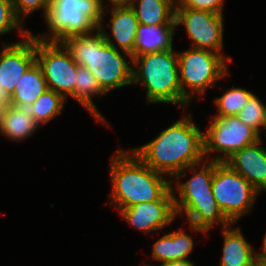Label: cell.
I'll use <instances>...</instances> for the list:
<instances>
[{"label": "cell", "instance_id": "cell-12", "mask_svg": "<svg viewBox=\"0 0 266 266\" xmlns=\"http://www.w3.org/2000/svg\"><path fill=\"white\" fill-rule=\"evenodd\" d=\"M121 221L124 220L132 229H136L143 234L165 231L176 221L174 197L170 189L161 199L151 202H141L117 212Z\"/></svg>", "mask_w": 266, "mask_h": 266}, {"label": "cell", "instance_id": "cell-3", "mask_svg": "<svg viewBox=\"0 0 266 266\" xmlns=\"http://www.w3.org/2000/svg\"><path fill=\"white\" fill-rule=\"evenodd\" d=\"M110 193L107 204L118 212L141 202L161 199L171 179L147 166L131 149L119 144L108 163Z\"/></svg>", "mask_w": 266, "mask_h": 266}, {"label": "cell", "instance_id": "cell-7", "mask_svg": "<svg viewBox=\"0 0 266 266\" xmlns=\"http://www.w3.org/2000/svg\"><path fill=\"white\" fill-rule=\"evenodd\" d=\"M103 11L100 0H51L47 17L42 20L47 31L34 35L60 42L69 36L90 34L101 24Z\"/></svg>", "mask_w": 266, "mask_h": 266}, {"label": "cell", "instance_id": "cell-8", "mask_svg": "<svg viewBox=\"0 0 266 266\" xmlns=\"http://www.w3.org/2000/svg\"><path fill=\"white\" fill-rule=\"evenodd\" d=\"M212 192L224 216L237 223L254 210L262 194L225 162L214 161Z\"/></svg>", "mask_w": 266, "mask_h": 266}, {"label": "cell", "instance_id": "cell-26", "mask_svg": "<svg viewBox=\"0 0 266 266\" xmlns=\"http://www.w3.org/2000/svg\"><path fill=\"white\" fill-rule=\"evenodd\" d=\"M12 32L17 33L19 40H22L33 31L16 16L12 0H0V37L3 38Z\"/></svg>", "mask_w": 266, "mask_h": 266}, {"label": "cell", "instance_id": "cell-17", "mask_svg": "<svg viewBox=\"0 0 266 266\" xmlns=\"http://www.w3.org/2000/svg\"><path fill=\"white\" fill-rule=\"evenodd\" d=\"M222 254L217 266H256L258 250L244 237L237 223L221 228Z\"/></svg>", "mask_w": 266, "mask_h": 266}, {"label": "cell", "instance_id": "cell-33", "mask_svg": "<svg viewBox=\"0 0 266 266\" xmlns=\"http://www.w3.org/2000/svg\"><path fill=\"white\" fill-rule=\"evenodd\" d=\"M256 266H266V255H258Z\"/></svg>", "mask_w": 266, "mask_h": 266}, {"label": "cell", "instance_id": "cell-28", "mask_svg": "<svg viewBox=\"0 0 266 266\" xmlns=\"http://www.w3.org/2000/svg\"><path fill=\"white\" fill-rule=\"evenodd\" d=\"M225 1L226 0H175L176 8H190L215 14H224Z\"/></svg>", "mask_w": 266, "mask_h": 266}, {"label": "cell", "instance_id": "cell-21", "mask_svg": "<svg viewBox=\"0 0 266 266\" xmlns=\"http://www.w3.org/2000/svg\"><path fill=\"white\" fill-rule=\"evenodd\" d=\"M139 24L162 25L175 23V0H131Z\"/></svg>", "mask_w": 266, "mask_h": 266}, {"label": "cell", "instance_id": "cell-31", "mask_svg": "<svg viewBox=\"0 0 266 266\" xmlns=\"http://www.w3.org/2000/svg\"><path fill=\"white\" fill-rule=\"evenodd\" d=\"M161 266H197L193 260H177L162 264Z\"/></svg>", "mask_w": 266, "mask_h": 266}, {"label": "cell", "instance_id": "cell-19", "mask_svg": "<svg viewBox=\"0 0 266 266\" xmlns=\"http://www.w3.org/2000/svg\"><path fill=\"white\" fill-rule=\"evenodd\" d=\"M76 75L74 85V100L77 101L76 103H79L85 111L87 110L96 123L98 122L106 128H112L111 123L98 110L95 103L96 99L99 101L107 95L101 89L95 76L86 67L80 65L77 68Z\"/></svg>", "mask_w": 266, "mask_h": 266}, {"label": "cell", "instance_id": "cell-10", "mask_svg": "<svg viewBox=\"0 0 266 266\" xmlns=\"http://www.w3.org/2000/svg\"><path fill=\"white\" fill-rule=\"evenodd\" d=\"M224 14L195 10L190 8H175L176 31H185L189 47L210 50L223 55L231 64V55L224 53Z\"/></svg>", "mask_w": 266, "mask_h": 266}, {"label": "cell", "instance_id": "cell-24", "mask_svg": "<svg viewBox=\"0 0 266 266\" xmlns=\"http://www.w3.org/2000/svg\"><path fill=\"white\" fill-rule=\"evenodd\" d=\"M67 100L53 90L47 89L28 108L37 124L42 128L62 115Z\"/></svg>", "mask_w": 266, "mask_h": 266}, {"label": "cell", "instance_id": "cell-9", "mask_svg": "<svg viewBox=\"0 0 266 266\" xmlns=\"http://www.w3.org/2000/svg\"><path fill=\"white\" fill-rule=\"evenodd\" d=\"M204 130V154L206 160L225 162L235 152L261 139L251 127L237 116H212Z\"/></svg>", "mask_w": 266, "mask_h": 266}, {"label": "cell", "instance_id": "cell-30", "mask_svg": "<svg viewBox=\"0 0 266 266\" xmlns=\"http://www.w3.org/2000/svg\"><path fill=\"white\" fill-rule=\"evenodd\" d=\"M131 0H100L103 9L110 7L129 6Z\"/></svg>", "mask_w": 266, "mask_h": 266}, {"label": "cell", "instance_id": "cell-18", "mask_svg": "<svg viewBox=\"0 0 266 266\" xmlns=\"http://www.w3.org/2000/svg\"><path fill=\"white\" fill-rule=\"evenodd\" d=\"M176 32V24H138L133 57L173 49Z\"/></svg>", "mask_w": 266, "mask_h": 266}, {"label": "cell", "instance_id": "cell-15", "mask_svg": "<svg viewBox=\"0 0 266 266\" xmlns=\"http://www.w3.org/2000/svg\"><path fill=\"white\" fill-rule=\"evenodd\" d=\"M165 234L157 233L160 237L152 244L151 247V260L155 261L158 265L166 264L177 260H191V253H193L195 240L193 237L195 234H200L207 237V233L199 227L187 224L186 229L181 226L176 230ZM191 235L189 234L190 232ZM188 232V233H187Z\"/></svg>", "mask_w": 266, "mask_h": 266}, {"label": "cell", "instance_id": "cell-27", "mask_svg": "<svg viewBox=\"0 0 266 266\" xmlns=\"http://www.w3.org/2000/svg\"><path fill=\"white\" fill-rule=\"evenodd\" d=\"M16 16L25 25V20L30 18L33 13L41 11L43 20L47 17L51 0H12Z\"/></svg>", "mask_w": 266, "mask_h": 266}, {"label": "cell", "instance_id": "cell-16", "mask_svg": "<svg viewBox=\"0 0 266 266\" xmlns=\"http://www.w3.org/2000/svg\"><path fill=\"white\" fill-rule=\"evenodd\" d=\"M263 138L235 152L225 161L261 194L266 192V147Z\"/></svg>", "mask_w": 266, "mask_h": 266}, {"label": "cell", "instance_id": "cell-34", "mask_svg": "<svg viewBox=\"0 0 266 266\" xmlns=\"http://www.w3.org/2000/svg\"><path fill=\"white\" fill-rule=\"evenodd\" d=\"M138 266H161V265H157V264H148V262L146 263V262H144V264L143 263H140Z\"/></svg>", "mask_w": 266, "mask_h": 266}, {"label": "cell", "instance_id": "cell-11", "mask_svg": "<svg viewBox=\"0 0 266 266\" xmlns=\"http://www.w3.org/2000/svg\"><path fill=\"white\" fill-rule=\"evenodd\" d=\"M36 62L43 72L48 89L74 100L78 64L60 42L36 37Z\"/></svg>", "mask_w": 266, "mask_h": 266}, {"label": "cell", "instance_id": "cell-1", "mask_svg": "<svg viewBox=\"0 0 266 266\" xmlns=\"http://www.w3.org/2000/svg\"><path fill=\"white\" fill-rule=\"evenodd\" d=\"M185 111L188 110H182L185 114L161 129L153 139L130 148L147 166L170 179L188 166L206 160L204 129Z\"/></svg>", "mask_w": 266, "mask_h": 266}, {"label": "cell", "instance_id": "cell-22", "mask_svg": "<svg viewBox=\"0 0 266 266\" xmlns=\"http://www.w3.org/2000/svg\"><path fill=\"white\" fill-rule=\"evenodd\" d=\"M48 89L42 69L35 62L20 78L13 93L11 104L29 108L32 103Z\"/></svg>", "mask_w": 266, "mask_h": 266}, {"label": "cell", "instance_id": "cell-4", "mask_svg": "<svg viewBox=\"0 0 266 266\" xmlns=\"http://www.w3.org/2000/svg\"><path fill=\"white\" fill-rule=\"evenodd\" d=\"M60 43L78 65L95 76L107 95L132 86V54L109 45L98 28L90 34L69 36Z\"/></svg>", "mask_w": 266, "mask_h": 266}, {"label": "cell", "instance_id": "cell-2", "mask_svg": "<svg viewBox=\"0 0 266 266\" xmlns=\"http://www.w3.org/2000/svg\"><path fill=\"white\" fill-rule=\"evenodd\" d=\"M213 175L214 161L204 160L188 166L171 179L177 218L183 219L184 226L190 224L202 228L207 233L205 239L214 227L219 229L232 224L222 213L213 195Z\"/></svg>", "mask_w": 266, "mask_h": 266}, {"label": "cell", "instance_id": "cell-29", "mask_svg": "<svg viewBox=\"0 0 266 266\" xmlns=\"http://www.w3.org/2000/svg\"><path fill=\"white\" fill-rule=\"evenodd\" d=\"M11 105V94L0 86V128L4 125Z\"/></svg>", "mask_w": 266, "mask_h": 266}, {"label": "cell", "instance_id": "cell-23", "mask_svg": "<svg viewBox=\"0 0 266 266\" xmlns=\"http://www.w3.org/2000/svg\"><path fill=\"white\" fill-rule=\"evenodd\" d=\"M223 87L224 85L222 86L220 83L216 86V89L219 88L223 94L212 99V104L216 109L212 116H237L254 92L248 88L235 87L234 84L222 90Z\"/></svg>", "mask_w": 266, "mask_h": 266}, {"label": "cell", "instance_id": "cell-5", "mask_svg": "<svg viewBox=\"0 0 266 266\" xmlns=\"http://www.w3.org/2000/svg\"><path fill=\"white\" fill-rule=\"evenodd\" d=\"M132 85L145 92V105H174L181 110L192 104L182 95L177 50L147 53L133 57Z\"/></svg>", "mask_w": 266, "mask_h": 266}, {"label": "cell", "instance_id": "cell-35", "mask_svg": "<svg viewBox=\"0 0 266 266\" xmlns=\"http://www.w3.org/2000/svg\"><path fill=\"white\" fill-rule=\"evenodd\" d=\"M0 42H1V43H0V44H1V45H0V51H1V49H2V48H3L8 42H7V41H4V42L1 41V38H0Z\"/></svg>", "mask_w": 266, "mask_h": 266}, {"label": "cell", "instance_id": "cell-14", "mask_svg": "<svg viewBox=\"0 0 266 266\" xmlns=\"http://www.w3.org/2000/svg\"><path fill=\"white\" fill-rule=\"evenodd\" d=\"M138 24L136 14L130 5L110 7L104 9L98 29L103 33L104 39L109 45L131 53L133 57V46Z\"/></svg>", "mask_w": 266, "mask_h": 266}, {"label": "cell", "instance_id": "cell-25", "mask_svg": "<svg viewBox=\"0 0 266 266\" xmlns=\"http://www.w3.org/2000/svg\"><path fill=\"white\" fill-rule=\"evenodd\" d=\"M237 117L245 125L253 128L261 137L266 133V102L255 93L245 103Z\"/></svg>", "mask_w": 266, "mask_h": 266}, {"label": "cell", "instance_id": "cell-20", "mask_svg": "<svg viewBox=\"0 0 266 266\" xmlns=\"http://www.w3.org/2000/svg\"><path fill=\"white\" fill-rule=\"evenodd\" d=\"M40 128L28 108L11 105L4 125L0 128V136L11 142L20 143L31 136L33 138Z\"/></svg>", "mask_w": 266, "mask_h": 266}, {"label": "cell", "instance_id": "cell-32", "mask_svg": "<svg viewBox=\"0 0 266 266\" xmlns=\"http://www.w3.org/2000/svg\"><path fill=\"white\" fill-rule=\"evenodd\" d=\"M263 236L262 245L258 249V255H266V232L265 235L263 234Z\"/></svg>", "mask_w": 266, "mask_h": 266}, {"label": "cell", "instance_id": "cell-6", "mask_svg": "<svg viewBox=\"0 0 266 266\" xmlns=\"http://www.w3.org/2000/svg\"><path fill=\"white\" fill-rule=\"evenodd\" d=\"M177 57L182 95L191 104L206 100L208 90L214 89L218 81H228L227 77L231 74V63L223 55L210 50L188 46L183 51L177 50Z\"/></svg>", "mask_w": 266, "mask_h": 266}, {"label": "cell", "instance_id": "cell-13", "mask_svg": "<svg viewBox=\"0 0 266 266\" xmlns=\"http://www.w3.org/2000/svg\"><path fill=\"white\" fill-rule=\"evenodd\" d=\"M8 42L0 51V86L13 93L23 74L36 62V36Z\"/></svg>", "mask_w": 266, "mask_h": 266}]
</instances>
